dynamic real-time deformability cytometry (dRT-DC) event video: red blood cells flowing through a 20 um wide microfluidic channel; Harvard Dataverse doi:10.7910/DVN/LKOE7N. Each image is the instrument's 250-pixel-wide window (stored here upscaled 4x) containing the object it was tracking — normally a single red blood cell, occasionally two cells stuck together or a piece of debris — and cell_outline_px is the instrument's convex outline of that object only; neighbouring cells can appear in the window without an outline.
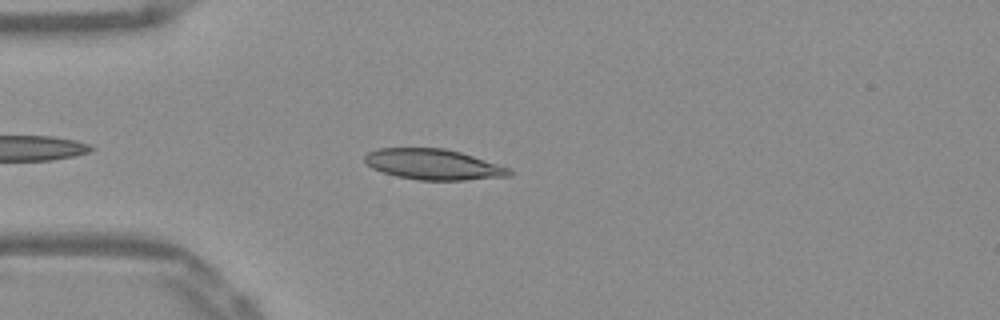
{"species": "Egyptian fruit bat (a non-hibernating species)", "species_latin": "Rousettus aegyptiacus", "temperature_condition": "warm", "stored_images_in_passage": 41, "camera_frame_rate_fps": 3000, "um_per_image_px": 0.085, "frame": {"image": 1, "passage_image": 6, "time_ms": 1.667, "image_size_px": [1000, 320], "cell_outline_px": [[512, 176], [464, 180], [420, 180], [396, 176], [372, 168], [364, 160], [364, 156], [368, 152], [376, 148], [444, 148], [460, 152], [512, 168]], "centroid_in_image_um": [36.86, 13.97], "position_along_channel_um": 48.1, "area_um2": 25.84}}
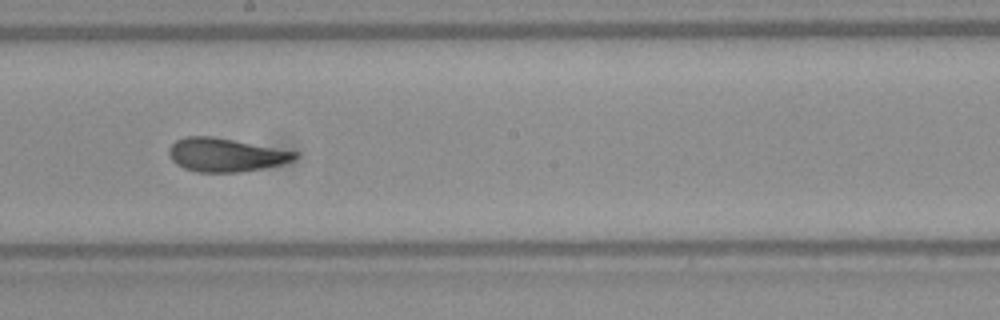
{"frame": {"image": 2, "passage_image": 21, "time_ms": 6.667, "image_size_px": [1000, 320], "cell_outline_px": [[296, 156], [292, 160], [280, 164], [240, 172], [196, 172], [184, 168], [176, 164], [172, 160], [168, 152], [168, 148], [176, 140], [184, 136], [212, 136], [296, 152]], "centroid_in_image_um": [19.08, 13.16], "position_along_channel_um": 229.1, "area_um2": 24.16}}
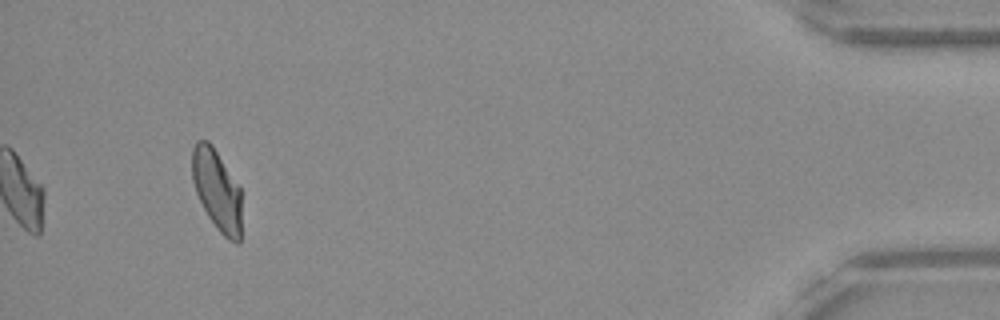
{"frame": {"image": 3, "passage_image": 41, "time_ms": 13.333, "image_size_px": [1000, 320], "cell_outline_px": [[240, 244], [236, 244], [228, 240], [216, 228], [208, 216], [196, 192], [192, 180], [192, 148], [196, 140], [208, 140], [212, 144], [240, 188]], "centroid_in_image_um": [18.42, 16.15], "position_along_channel_um": 416.8, "area_um2": 23.24}, "authors_computed_cell_mechanics": {"area_um2": 24.1026, "velocity_mm_per_s": 3.8812, "shape_relaxation_time_tau1_ms": null, "shape_relaxation_time_tau2_ms": 1.3477, "deformation_change_tau1": null, "deformation_change_tau2": 0.0768}}